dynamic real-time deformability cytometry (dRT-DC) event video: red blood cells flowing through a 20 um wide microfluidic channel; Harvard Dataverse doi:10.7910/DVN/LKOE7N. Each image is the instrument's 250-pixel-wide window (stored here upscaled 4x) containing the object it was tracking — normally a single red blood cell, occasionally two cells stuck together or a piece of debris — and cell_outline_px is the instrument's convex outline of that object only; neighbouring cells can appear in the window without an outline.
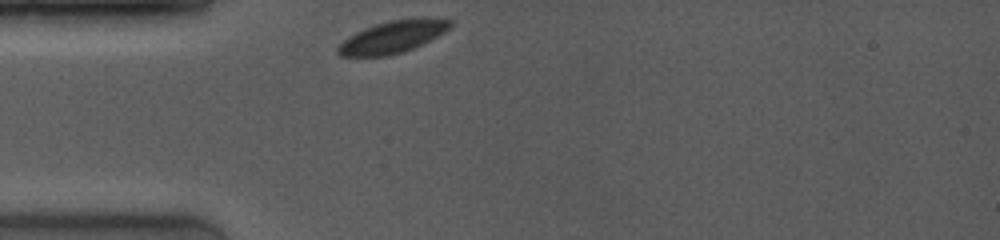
{"species": "common noctule bat (a hibernating species)", "species_latin": "Nyctalus noctula", "temperature_condition": "room temperature", "stored_images_in_passage": 7, "camera_frame_rate_fps": 4000, "um_per_image_px": 0.085, "animal": {"sex": "female", "body_mass_g": 19.0, "forearm_length_mm": 53.3}, "frame": {"image": 1, "passage_image": 1, "time_ms": 0.0, "image_size_px": [1000, 240], "cell_outline_px": [[452, 24], [444, 32], [404, 52], [388, 56], [340, 56], [336, 52], [336, 48], [348, 36], [364, 28], [376, 24], [392, 20], [424, 16], [452, 20]], "centroid_in_image_um": [33.36, 3.12], "position_along_channel_um": 51.6, "area_um2": 21.04}}